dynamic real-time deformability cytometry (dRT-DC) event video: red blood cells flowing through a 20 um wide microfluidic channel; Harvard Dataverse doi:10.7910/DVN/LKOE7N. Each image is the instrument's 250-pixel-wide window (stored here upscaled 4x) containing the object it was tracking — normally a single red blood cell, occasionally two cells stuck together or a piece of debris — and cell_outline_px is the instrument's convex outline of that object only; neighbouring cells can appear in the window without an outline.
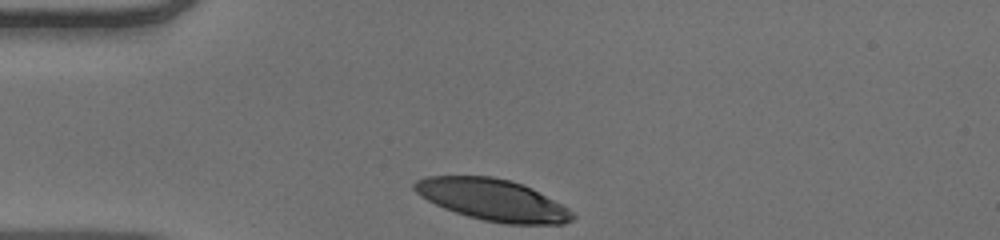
{"species": "human", "species_latin": "Homo sapiens", "temperature_condition": "warm", "stored_images_in_passage": 30, "camera_frame_rate_fps": 3000, "um_per_image_px": 0.085, "donor": {"sex": "male"}, "frame": {"image": 1, "passage_image": 1, "time_ms": 0.0, "image_size_px": [1000, 240], "cell_outline_px": [[576, 216], [572, 220], [564, 224], [504, 224], [484, 220], [468, 216], [444, 208], [420, 196], [412, 188], [412, 184], [416, 180], [428, 176], [492, 176], [512, 180], [524, 184], [532, 188], [568, 208]], "centroid_in_image_um": [41.88, 16.98], "position_along_channel_um": 43.1, "area_um2": 38.32}}
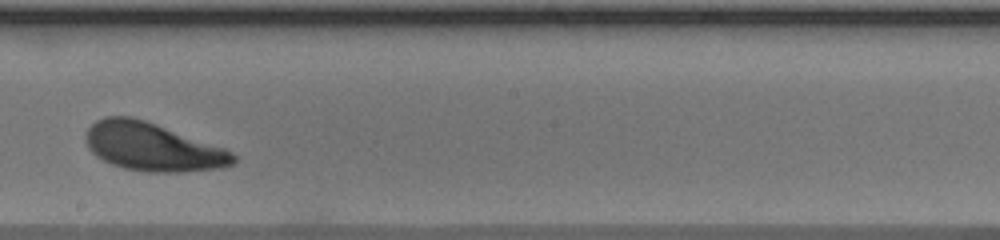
{"frame": {"image": 2, "passage_image": 18, "time_ms": 5.667, "image_size_px": [1000, 240], "cell_outline_px": [[236, 164], [220, 168], [184, 172], [148, 172], [124, 168], [112, 164], [96, 156], [88, 148], [84, 136], [88, 128], [96, 120], [104, 116], [132, 116], [156, 124], [224, 148], [232, 152], [236, 156]], "centroid_in_image_um": [12.96, 12.49], "position_along_channel_um": 235.2, "area_um2": 41.38}}
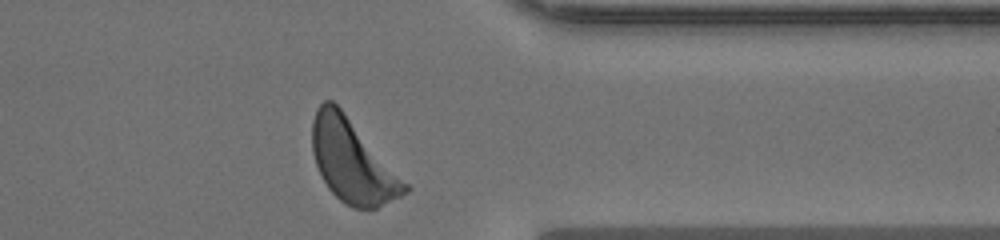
{"frame": {"image": 3, "passage_image": 30, "time_ms": 9.667, "image_size_px": [1000, 240], "cell_outline_px": [[412, 188], [408, 192], [376, 208], [352, 208], [340, 200], [328, 188], [316, 164], [312, 152], [312, 120], [316, 108], [324, 100], [332, 100], [344, 112]], "centroid_in_image_um": [29.94, 13.7], "position_along_channel_um": 381.5, "area_um2": 44.16}, "authors_computed_cell_mechanics": {"area_um2": 41.3848, "velocity_mm_per_s": 3.8654, "shape_relaxation_time_tau1_ms": 1.4131, "shape_relaxation_time_tau2_ms": 7.7794, "deformation_change_tau1": 0.12, "deformation_change_tau2": 0.2163}}